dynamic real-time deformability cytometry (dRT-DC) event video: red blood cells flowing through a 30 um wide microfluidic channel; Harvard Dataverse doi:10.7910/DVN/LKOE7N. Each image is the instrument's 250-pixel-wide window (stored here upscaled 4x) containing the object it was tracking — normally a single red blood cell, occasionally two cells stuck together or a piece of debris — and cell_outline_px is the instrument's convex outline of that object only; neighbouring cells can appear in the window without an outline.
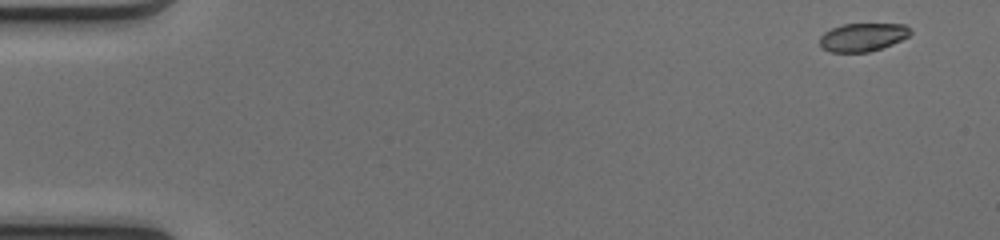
{"species": "common noctule bat (a hibernating species)", "species_latin": "Nyctalus noctula", "temperature_condition": "cold", "stored_images_in_passage": 49, "camera_frame_rate_fps": 3000, "um_per_image_px": 0.085, "animal": {"sex": "female", "body_mass_g": 17.0, "forearm_length_mm": 48.0}, "frame": {"image": 1, "passage_image": 1, "time_ms": 0.0, "image_size_px": [1000, 240], "cell_outline_px": [[912, 32], [908, 36], [892, 44], [868, 52], [832, 52], [824, 48], [820, 44], [820, 36], [824, 32], [832, 28], [844, 24], [904, 24]], "centroid_in_image_um": [73.32, 3.15], "position_along_channel_um": 11.7, "area_um2": 14.68}}
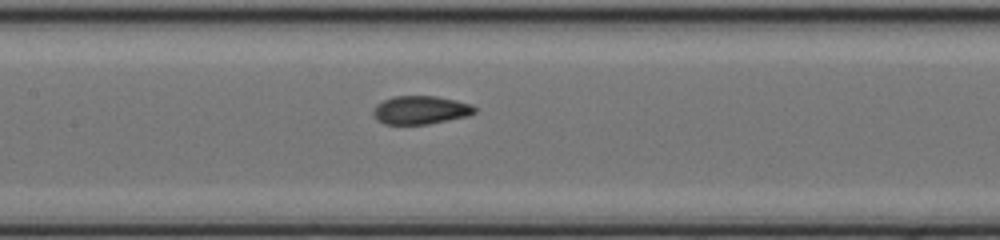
{"frame": {"image": 2, "passage_image": 23, "time_ms": 7.333, "image_size_px": [1000, 240], "cell_outline_px": [[476, 112], [468, 116], [428, 124], [384, 124], [376, 120], [372, 112], [372, 108], [376, 104], [392, 96], [436, 96], [456, 100], [472, 104], [476, 108]], "centroid_in_image_um": [35.73, 9.35], "position_along_channel_um": 171.7, "area_um2": 16.94}}
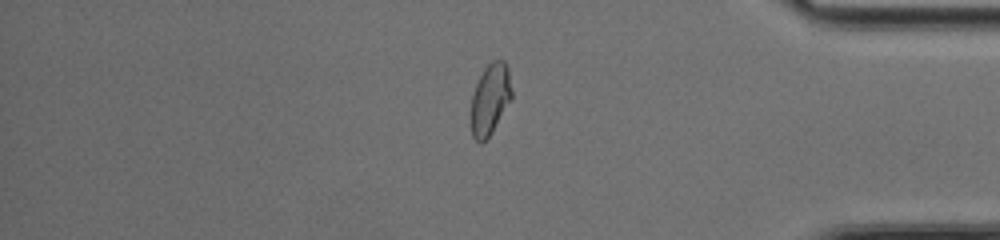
{"frame": {"image": 3, "passage_image": 41, "time_ms": 13.333, "image_size_px": [1000, 240], "cell_outline_px": [[512, 100], [492, 132], [480, 144], [472, 136], [472, 92], [484, 68], [492, 60], [504, 60], [508, 68], [512, 92]], "centroid_in_image_um": [41.68, 8.41], "position_along_channel_um": 393.5, "area_um2": 16.82}, "authors_computed_cell_mechanics": {"area_um2": 16.9932, "velocity_mm_per_s": 4.1206, "shape_relaxation_time_tau1_ms": 5.6931, "shape_relaxation_time_tau2_ms": 0.6209, "deformation_change_tau1": 0.1871, "deformation_change_tau2": 0.058}}